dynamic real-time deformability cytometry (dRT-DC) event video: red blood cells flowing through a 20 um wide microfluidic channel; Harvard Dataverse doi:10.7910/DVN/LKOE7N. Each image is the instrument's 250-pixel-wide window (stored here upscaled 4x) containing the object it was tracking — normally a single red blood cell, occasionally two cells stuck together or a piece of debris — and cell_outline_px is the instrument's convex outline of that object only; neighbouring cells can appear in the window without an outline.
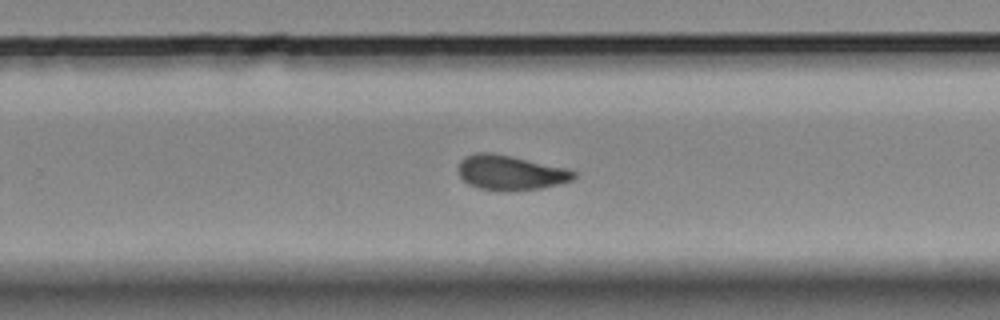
{"species": "Egyptian fruit bat (a non-hibernating species)", "species_latin": "Rousettus aegyptiacus", "temperature_condition": "room temperature", "stored_images_in_passage": 9, "segment_of_instrument_passage": [2, 2], "camera_frame_rate_fps": 3000, "um_per_image_px": 0.085, "animal": {"sex": "female"}, "frame": {"image": 1, "passage_image": 9, "time_ms": 10.667, "image_size_px": [1000, 320], "cell_outline_px": [[576, 176], [572, 180], [540, 188], [504, 192], [476, 188], [468, 184], [460, 176], [456, 168], [460, 160], [476, 152], [492, 152], [512, 156], [568, 168], [576, 172]], "centroid_in_image_um": [43.35, 14.67], "position_along_channel_um": 286.5, "area_um2": 23.7}}